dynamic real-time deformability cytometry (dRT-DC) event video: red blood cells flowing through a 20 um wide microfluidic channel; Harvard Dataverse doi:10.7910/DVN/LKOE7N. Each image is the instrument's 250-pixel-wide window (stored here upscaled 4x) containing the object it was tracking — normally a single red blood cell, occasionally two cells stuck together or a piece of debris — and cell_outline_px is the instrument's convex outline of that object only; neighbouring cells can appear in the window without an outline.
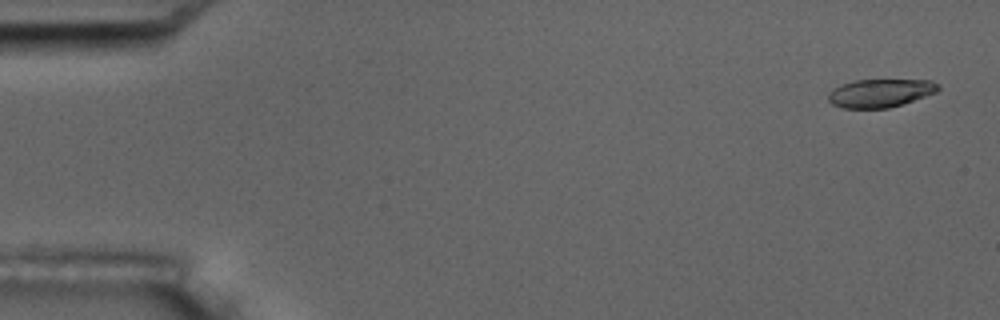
{"species": "common noctule bat (a hibernating species)", "species_latin": "Nyctalus noctula", "temperature_condition": "room temperature", "stored_images_in_passage": 9, "camera_frame_rate_fps": 3000, "um_per_image_px": 0.085, "animal": {"sex": "male", "body_mass_g": 17.5, "forearm_length_mm": 52.3}, "frame": {"image": 1, "passage_image": 1, "time_ms": 0.0, "image_size_px": [1000, 320], "cell_outline_px": [[940, 88], [936, 92], [888, 108], [844, 108], [832, 104], [828, 100], [828, 92], [832, 88], [840, 84], [856, 80], [932, 80]], "centroid_in_image_um": [74.75, 7.9], "position_along_channel_um": 10.2, "area_um2": 17.92}}
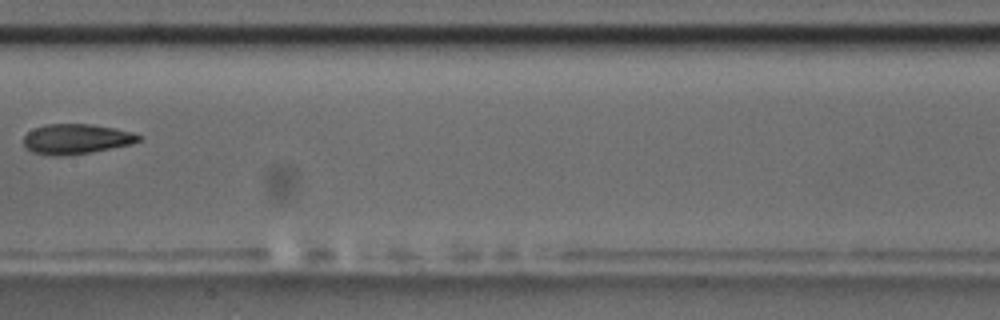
{"frame": {"image": 2, "passage_image": 8, "time_ms": 9.0, "image_size_px": [1000, 320], "cell_outline_px": [[140, 140], [132, 144], [92, 152], [64, 156], [56, 156], [32, 152], [24, 144], [24, 136], [28, 132], [36, 128], [48, 124], [92, 124], [132, 132], [140, 136]], "centroid_in_image_um": [6.48, 11.82], "position_along_channel_um": 200.9, "area_um2": 19.94}}
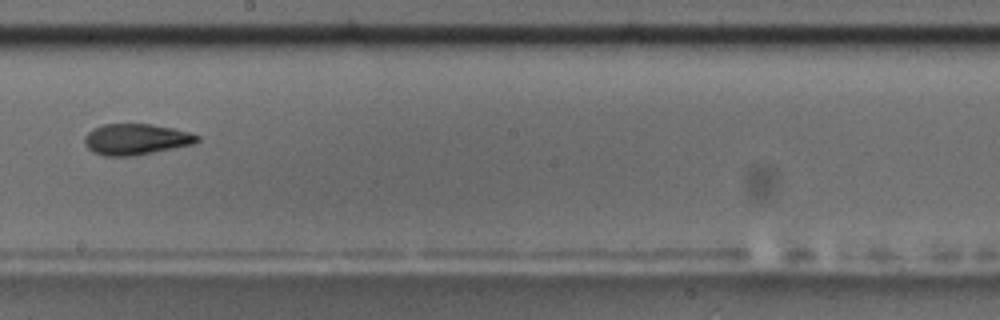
{"frame": {"image": 3, "passage_image": 9, "time_ms": 10.0, "image_size_px": [1000, 320], "cell_outline_px": [[200, 140], [192, 144], [136, 156], [104, 156], [92, 152], [84, 144], [84, 136], [92, 128], [104, 124], [152, 124], [172, 128], [188, 132], [200, 136]], "centroid_in_image_um": [11.52, 11.84], "position_along_channel_um": 236.7, "area_um2": 20.46}}